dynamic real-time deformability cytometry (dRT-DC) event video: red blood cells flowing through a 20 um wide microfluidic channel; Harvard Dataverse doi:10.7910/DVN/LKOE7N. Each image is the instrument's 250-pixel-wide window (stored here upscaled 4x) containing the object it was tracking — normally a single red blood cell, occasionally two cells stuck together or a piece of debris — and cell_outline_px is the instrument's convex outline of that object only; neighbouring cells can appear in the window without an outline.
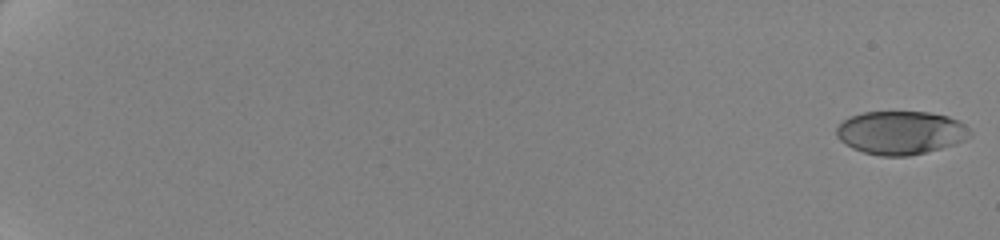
{"species": "human", "species_latin": "Homo sapiens", "temperature_condition": "cold", "stored_images_in_passage": 62, "camera_frame_rate_fps": 3000, "um_per_image_px": 0.085, "donor": {"sex": "female"}, "frame": {"image": 1, "passage_image": 1, "time_ms": 0.0, "image_size_px": [1000, 240], "cell_outline_px": [[972, 136], [956, 144], [908, 156], [880, 156], [864, 152], [852, 148], [844, 144], [836, 136], [836, 128], [844, 120], [852, 116], [864, 112], [928, 112], [948, 116], [960, 120], [972, 132]], "centroid_in_image_um": [76.58, 11.28], "position_along_channel_um": 8.4, "area_um2": 33.81}}
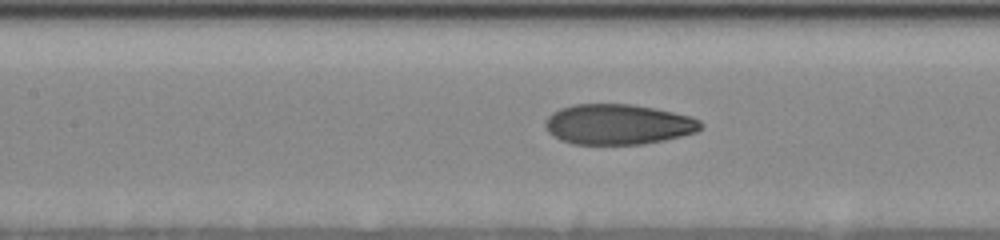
{"frame": {"image": 2, "passage_image": 33, "time_ms": 10.667, "image_size_px": [1000, 240], "cell_outline_px": [[704, 124], [696, 132], [664, 140], [644, 144], [572, 144], [560, 140], [552, 136], [548, 132], [544, 124], [544, 120], [552, 112], [560, 108], [576, 104], [632, 104], [692, 116], [700, 120]], "centroid_in_image_um": [52.51, 10.57], "position_along_channel_um": 154.9, "area_um2": 36.7}}
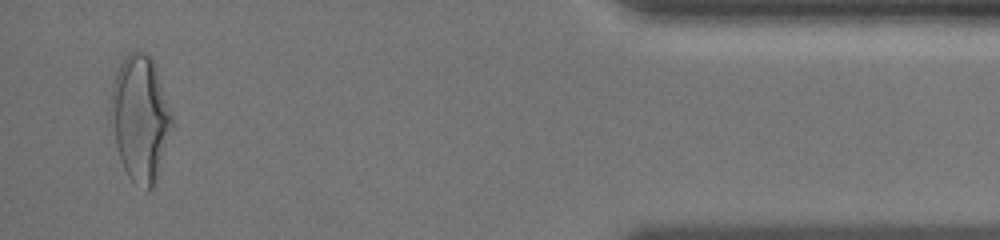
{"frame": {"image": 3, "passage_image": 60, "time_ms": 19.667, "image_size_px": [1000, 240], "cell_outline_px": [[172, 124], [152, 188], [148, 188], [132, 180], [128, 176], [120, 160], [108, 120], [108, 112], [112, 88], [120, 64], [128, 52], [148, 52], [152, 56], [172, 116]], "centroid_in_image_um": [11.86, 9.98], "position_along_channel_um": 423.3, "area_um2": 44.1}, "authors_computed_cell_mechanics": {"area_um2": 36.2695, "velocity_mm_per_s": 3.515, "shape_relaxation_time_tau1_ms": 4.1888, "shape_relaxation_time_tau2_ms": 1.3184, "deformation_change_tau1": 0.1735, "deformation_change_tau2": 0.0738}}